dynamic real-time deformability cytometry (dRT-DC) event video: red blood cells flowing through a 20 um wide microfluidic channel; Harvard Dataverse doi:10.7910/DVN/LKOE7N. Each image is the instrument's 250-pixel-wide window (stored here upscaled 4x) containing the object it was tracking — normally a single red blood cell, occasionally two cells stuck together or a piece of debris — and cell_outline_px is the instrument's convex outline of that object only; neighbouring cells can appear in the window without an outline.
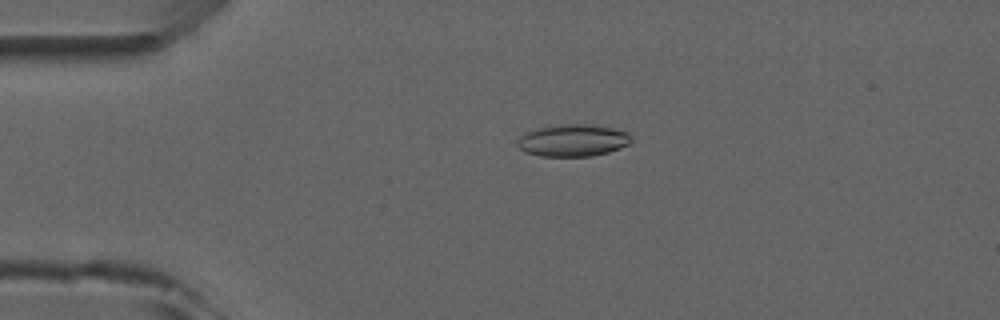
{"species": "common noctule bat (a hibernating species)", "species_latin": "Nyctalus noctula", "temperature_condition": "room temperature", "stored_images_in_passage": 4, "camera_frame_rate_fps": 3000, "um_per_image_px": 0.085, "animal": {"sex": "male", "forearm_length_mm": 52.5}, "frame": {"image": 1, "passage_image": 2, "time_ms": 1.333, "image_size_px": [1000, 320], "cell_outline_px": [[632, 140], [628, 144], [620, 148], [608, 152], [592, 156], [540, 156], [524, 152], [516, 144], [520, 136], [536, 128], [560, 124], [592, 124], [612, 128], [628, 132], [632, 136]], "centroid_in_image_um": [48.7, 11.93], "position_along_channel_um": 36.3, "area_um2": 21.39}}